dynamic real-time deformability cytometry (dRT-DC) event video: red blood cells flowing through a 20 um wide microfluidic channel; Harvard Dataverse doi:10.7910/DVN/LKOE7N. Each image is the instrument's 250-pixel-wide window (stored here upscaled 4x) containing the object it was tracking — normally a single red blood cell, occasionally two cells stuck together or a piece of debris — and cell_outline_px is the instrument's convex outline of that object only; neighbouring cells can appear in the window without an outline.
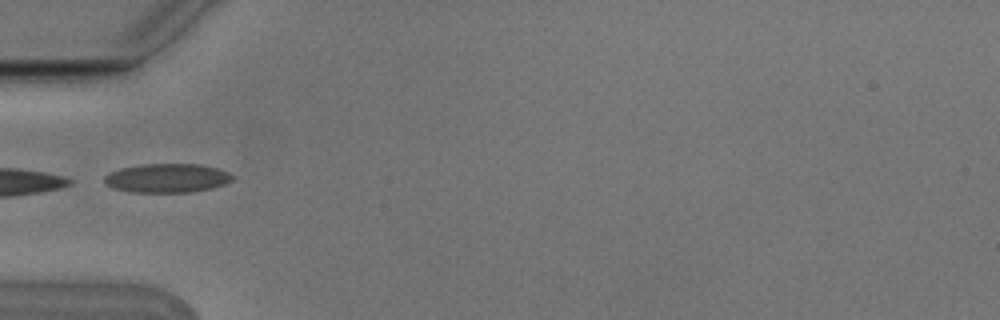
{"species": "Egyptian fruit bat (a non-hibernating species)", "species_latin": "Rousettus aegyptiacus", "temperature_condition": "cold", "stored_images_in_passage": 4, "camera_frame_rate_fps": 3000, "um_per_image_px": 0.085, "animal": {"sex": "male"}, "frame": {"image": 1, "passage_image": 4, "time_ms": 1.0, "image_size_px": [1000, 320], "cell_outline_px": [[232, 180], [224, 184], [212, 188], [192, 192], [132, 192], [112, 188], [104, 184], [104, 176], [108, 172], [120, 168], [144, 164], [200, 164], [216, 168], [228, 172], [232, 176]], "centroid_in_image_um": [14.15, 15.14], "position_along_channel_um": 70.8, "area_um2": 21.68}}